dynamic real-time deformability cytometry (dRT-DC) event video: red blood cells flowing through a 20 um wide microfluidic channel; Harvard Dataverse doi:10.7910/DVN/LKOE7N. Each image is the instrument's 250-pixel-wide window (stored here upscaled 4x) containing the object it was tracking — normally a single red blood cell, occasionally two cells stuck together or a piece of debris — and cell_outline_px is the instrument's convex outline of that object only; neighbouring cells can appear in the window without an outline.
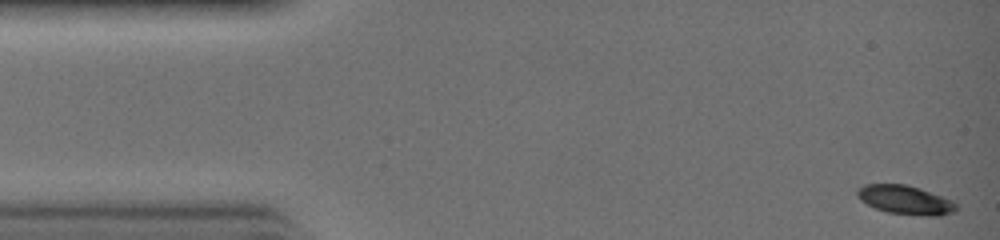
{"species": "common noctule bat (a hibernating species)", "species_latin": "Nyctalus noctula", "temperature_condition": "warm", "stored_images_in_passage": 30, "camera_frame_rate_fps": 3000, "um_per_image_px": 0.085, "animal": {"sex": "female", "body_mass_g": 19.0, "forearm_length_mm": 51.5}, "frame": {"image": 1, "passage_image": 1, "time_ms": 0.0, "image_size_px": [1000, 240], "cell_outline_px": [[956, 208], [952, 212], [940, 216], [928, 216], [888, 212], [876, 208], [860, 200], [856, 196], [856, 192], [864, 184], [904, 184], [920, 188], [952, 200], [956, 204]], "centroid_in_image_um": [76.94, 16.98], "position_along_channel_um": 8.1, "area_um2": 16.47}}
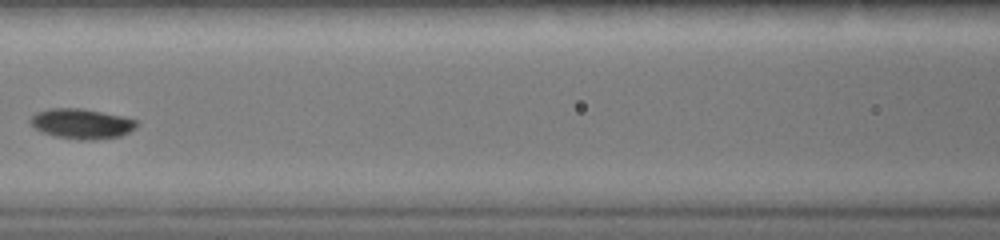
{"frame": {"image": 2, "passage_image": 14, "time_ms": 4.333, "image_size_px": [1000, 240], "cell_outline_px": [[136, 128], [120, 136], [92, 140], [80, 140], [56, 136], [40, 132], [28, 120], [36, 112], [48, 108], [84, 108], [124, 116], [136, 120]], "centroid_in_image_um": [6.92, 10.5], "position_along_channel_um": 159.7, "area_um2": 18.73}}
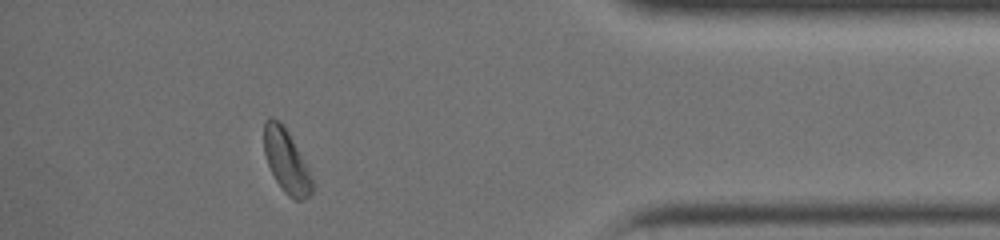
{"frame": {"image": 3, "passage_image": 28, "time_ms": 9.0, "image_size_px": [1000, 240], "cell_outline_px": [[312, 192], [308, 196], [300, 200], [296, 200], [288, 196], [284, 192], [276, 180], [268, 164], [264, 152], [264, 120], [268, 116], [272, 116], [280, 120], [284, 124], [308, 168], [312, 180]], "centroid_in_image_um": [24.31, 13.63], "position_along_channel_um": 410.9, "area_um2": 17.69}}